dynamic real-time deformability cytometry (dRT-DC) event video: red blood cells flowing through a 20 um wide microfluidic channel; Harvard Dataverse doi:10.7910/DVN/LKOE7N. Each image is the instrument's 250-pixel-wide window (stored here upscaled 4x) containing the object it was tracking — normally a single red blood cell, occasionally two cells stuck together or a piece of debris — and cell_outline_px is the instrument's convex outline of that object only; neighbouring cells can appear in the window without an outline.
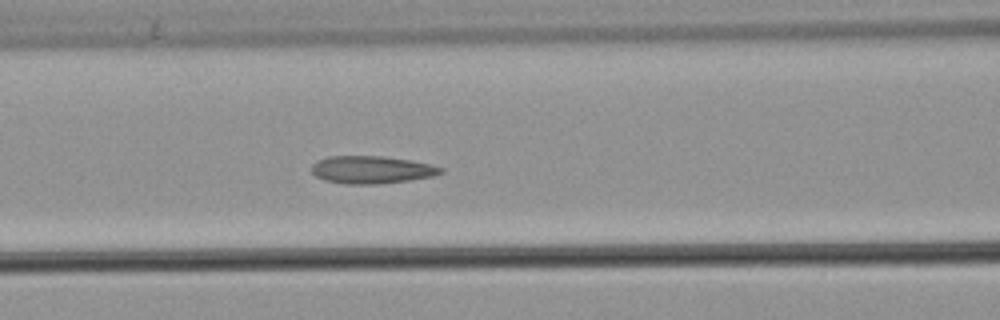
{"species": "common noctule bat (a hibernating species)", "species_latin": "Nyctalus noctula", "temperature_condition": "warm", "stored_images_in_passage": 53, "camera_frame_rate_fps": 3000, "um_per_image_px": 0.085, "animal": {"sex": "male", "body_mass_g": 21.5, "forearm_length_mm": 52.0}, "frame": {"image": 1, "passage_image": 23, "time_ms": 7.333, "image_size_px": [1000, 320], "cell_outline_px": [[444, 172], [432, 176], [408, 180], [380, 184], [348, 184], [324, 180], [316, 176], [312, 172], [312, 164], [316, 160], [328, 156], [384, 156], [412, 160], [444, 168]], "centroid_in_image_um": [31.57, 14.42], "position_along_channel_um": 135.0, "area_um2": 20.81}, "authors_computed_cell_mechanics": {"area_um2": 20.6924, "velocity_mm_per_s": 3.8459, "shape_relaxation_time_tau1_ms": 9.7913, "shape_relaxation_time_tau2_ms": 2.595, "deformation_change_tau1": 0.1682, "deformation_change_tau2": 0.0795}}